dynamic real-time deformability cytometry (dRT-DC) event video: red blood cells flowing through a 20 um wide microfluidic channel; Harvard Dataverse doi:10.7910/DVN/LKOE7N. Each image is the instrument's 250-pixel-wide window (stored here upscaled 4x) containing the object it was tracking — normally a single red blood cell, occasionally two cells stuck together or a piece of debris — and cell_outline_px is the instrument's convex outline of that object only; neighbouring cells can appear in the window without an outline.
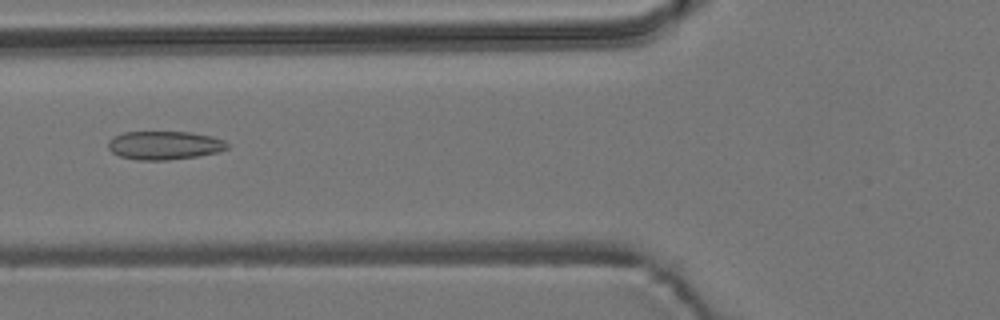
{"species": "common noctule bat (a hibernating species)", "species_latin": "Nyctalus noctula", "temperature_condition": "room temperature", "stored_images_in_passage": 6, "camera_frame_rate_fps": 3000, "um_per_image_px": 0.085, "animal": {"sex": "male", "body_mass_g": 19.2, "forearm_length_mm": 51.8}, "frame": {"image": 1, "passage_image": 6, "time_ms": 6.0, "image_size_px": [1000, 320], "cell_outline_px": [[228, 148], [216, 152], [196, 156], [168, 160], [136, 160], [120, 156], [112, 152], [108, 148], [108, 140], [124, 132], [192, 132], [212, 136], [224, 140], [228, 144]], "centroid_in_image_um": [13.97, 12.35], "position_along_channel_um": 111.8, "area_um2": 19.71}}